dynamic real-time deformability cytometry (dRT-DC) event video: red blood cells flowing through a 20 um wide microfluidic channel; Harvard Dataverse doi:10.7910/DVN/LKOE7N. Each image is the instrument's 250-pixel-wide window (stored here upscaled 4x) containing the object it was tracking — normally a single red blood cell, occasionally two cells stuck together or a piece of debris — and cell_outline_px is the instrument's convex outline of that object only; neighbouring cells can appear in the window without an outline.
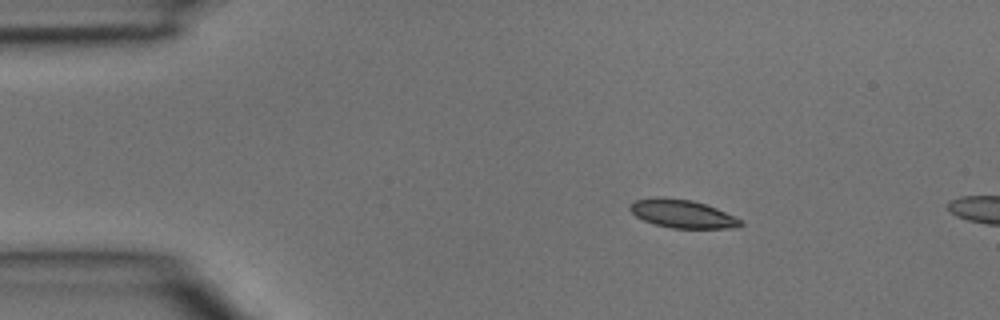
{"species": "common noctule bat (a hibernating species)", "species_latin": "Nyctalus noctula", "temperature_condition": "room temperature", "stored_images_in_passage": 2, "camera_frame_rate_fps": 3000, "um_per_image_px": 0.085, "animal": {"sex": "male", "body_mass_g": 15.6}, "frame": {"image": 1, "passage_image": 1, "time_ms": 0.0, "image_size_px": [1000, 320], "cell_outline_px": [[744, 224], [740, 228], [672, 228], [656, 224], [644, 220], [636, 216], [628, 208], [636, 200], [656, 196], [660, 196], [692, 200], [716, 208], [740, 220]], "centroid_in_image_um": [58.0, 18.17], "position_along_channel_um": 27.0, "area_um2": 18.03}}